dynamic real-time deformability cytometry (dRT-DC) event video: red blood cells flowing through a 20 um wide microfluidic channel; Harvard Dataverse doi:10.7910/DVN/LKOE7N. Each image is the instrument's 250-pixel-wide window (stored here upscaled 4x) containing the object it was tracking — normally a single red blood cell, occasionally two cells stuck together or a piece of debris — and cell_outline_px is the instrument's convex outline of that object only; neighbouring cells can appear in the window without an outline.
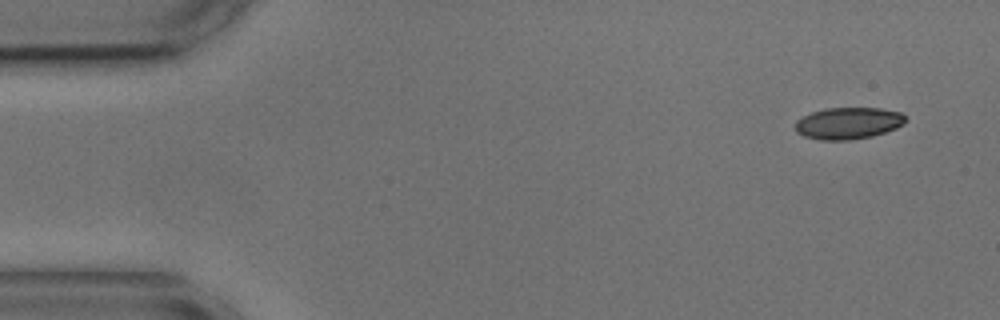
{"species": "common noctule bat (a hibernating species)", "species_latin": "Nyctalus noctula", "temperature_condition": "cold", "stored_images_in_passage": 4, "camera_frame_rate_fps": 3000, "um_per_image_px": 0.085, "animal": {"sex": "male", "body_mass_g": 17.9, "forearm_length_mm": 54.2}, "frame": {"image": 1, "passage_image": 1, "time_ms": 0.0, "image_size_px": [1000, 320], "cell_outline_px": [[904, 124], [896, 128], [872, 136], [848, 140], [820, 140], [804, 136], [796, 132], [796, 120], [812, 112], [824, 108], [880, 108], [900, 112], [904, 116]], "centroid_in_image_um": [72.08, 10.47], "position_along_channel_um": 12.9, "area_um2": 20.29}}
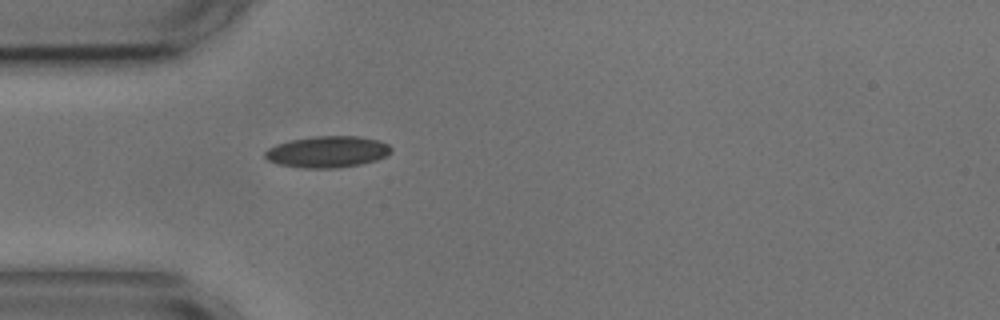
{"frame": {"image": 2, "passage_image": 4, "time_ms": 4.0, "image_size_px": [1000, 320], "cell_outline_px": [[392, 152], [388, 156], [376, 160], [360, 164], [340, 168], [304, 168], [280, 164], [268, 160], [264, 156], [264, 152], [268, 148], [276, 144], [292, 140], [312, 136], [360, 136], [380, 140], [388, 144], [392, 148]], "centroid_in_image_um": [27.88, 12.9], "position_along_channel_um": 57.1, "area_um2": 23.29}}